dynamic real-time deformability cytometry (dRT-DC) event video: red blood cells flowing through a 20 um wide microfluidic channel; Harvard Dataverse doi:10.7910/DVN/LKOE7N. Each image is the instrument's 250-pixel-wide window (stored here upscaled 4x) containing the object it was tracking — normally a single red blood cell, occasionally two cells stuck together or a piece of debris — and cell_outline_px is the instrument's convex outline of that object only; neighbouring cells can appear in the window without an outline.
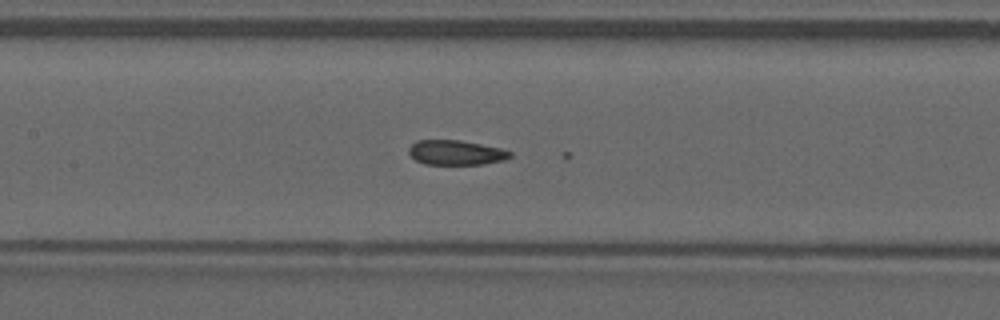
{"species": "common noctule bat (a hibernating species)", "species_latin": "Nyctalus noctula", "temperature_condition": "warm", "stored_images_in_passage": 54, "camera_frame_rate_fps": 3000, "um_per_image_px": 0.085, "animal": {"sex": "male", "forearm_length_mm": 52.5}, "frame": {"image": 1, "passage_image": 26, "time_ms": 8.333, "image_size_px": [1000, 320], "cell_outline_px": [[512, 156], [504, 160], [484, 164], [424, 164], [416, 160], [408, 152], [408, 148], [416, 140], [460, 140], [500, 148], [512, 152]], "centroid_in_image_um": [38.75, 12.97], "position_along_channel_um": 168.6, "area_um2": 14.57}}